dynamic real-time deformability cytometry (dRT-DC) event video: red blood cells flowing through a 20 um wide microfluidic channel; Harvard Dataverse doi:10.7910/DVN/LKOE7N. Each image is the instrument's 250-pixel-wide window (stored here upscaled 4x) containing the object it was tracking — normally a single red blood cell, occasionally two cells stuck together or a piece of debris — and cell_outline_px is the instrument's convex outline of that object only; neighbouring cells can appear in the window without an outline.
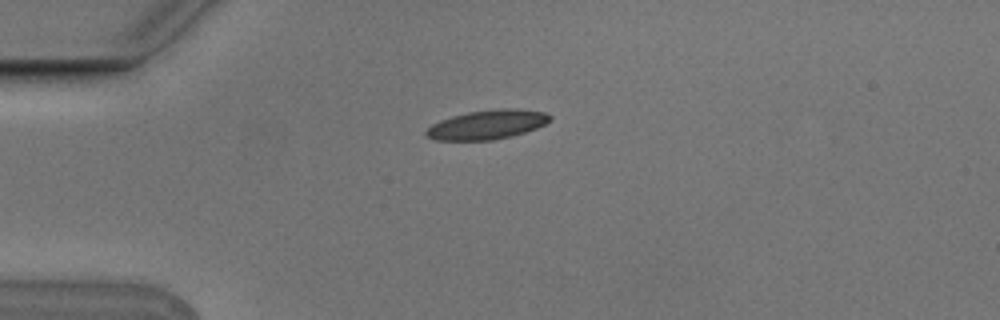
{"species": "Egyptian fruit bat (a non-hibernating species)", "species_latin": "Rousettus aegyptiacus", "temperature_condition": "cold", "stored_images_in_passage": 7, "camera_frame_rate_fps": 3000, "um_per_image_px": 0.085, "animal": {"sex": "male"}, "frame": {"image": 1, "passage_image": 1, "time_ms": 0.0, "image_size_px": [1000, 320], "cell_outline_px": [[552, 116], [544, 124], [536, 128], [524, 132], [492, 140], [436, 140], [428, 136], [424, 132], [432, 124], [440, 120], [452, 116], [468, 112], [504, 108], [516, 108], [544, 112]], "centroid_in_image_um": [41.39, 10.58], "position_along_channel_um": 43.6, "area_um2": 20.75}}
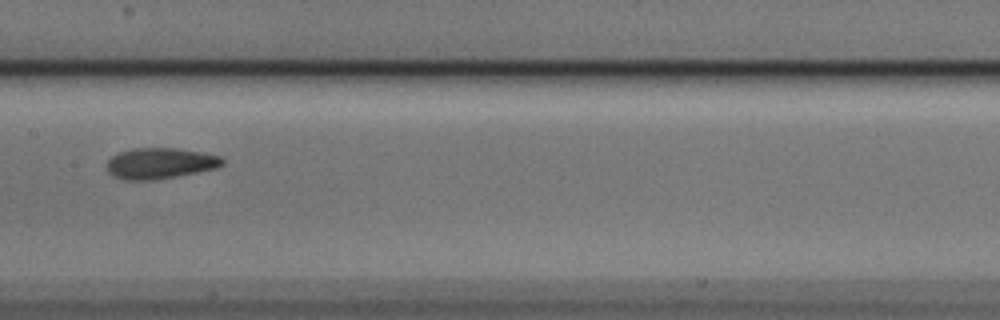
{"frame": {"image": 2, "passage_image": 5, "time_ms": 1.333, "image_size_px": [1000, 320], "cell_outline_px": [[224, 164], [216, 168], [176, 176], [152, 180], [124, 180], [112, 176], [108, 172], [108, 160], [112, 156], [120, 152], [132, 148], [176, 148], [204, 152], [220, 156], [224, 160]], "centroid_in_image_um": [13.61, 13.88], "position_along_channel_um": 193.8, "area_um2": 20.81}}
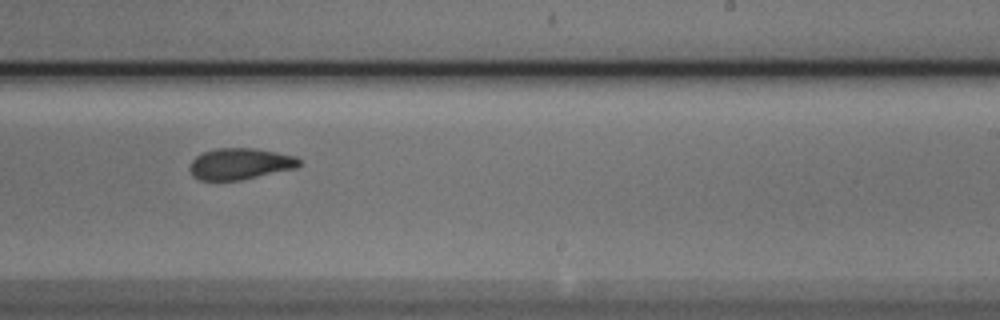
{"frame": {"image": 3, "passage_image": 7, "time_ms": 2.0, "image_size_px": [1000, 320], "cell_outline_px": [[300, 164], [296, 168], [240, 180], [200, 180], [192, 176], [188, 168], [192, 160], [196, 156], [204, 152], [216, 148], [256, 148], [296, 156], [300, 160]], "centroid_in_image_um": [20.38, 13.92], "position_along_channel_um": 268.6, "area_um2": 20.0}}